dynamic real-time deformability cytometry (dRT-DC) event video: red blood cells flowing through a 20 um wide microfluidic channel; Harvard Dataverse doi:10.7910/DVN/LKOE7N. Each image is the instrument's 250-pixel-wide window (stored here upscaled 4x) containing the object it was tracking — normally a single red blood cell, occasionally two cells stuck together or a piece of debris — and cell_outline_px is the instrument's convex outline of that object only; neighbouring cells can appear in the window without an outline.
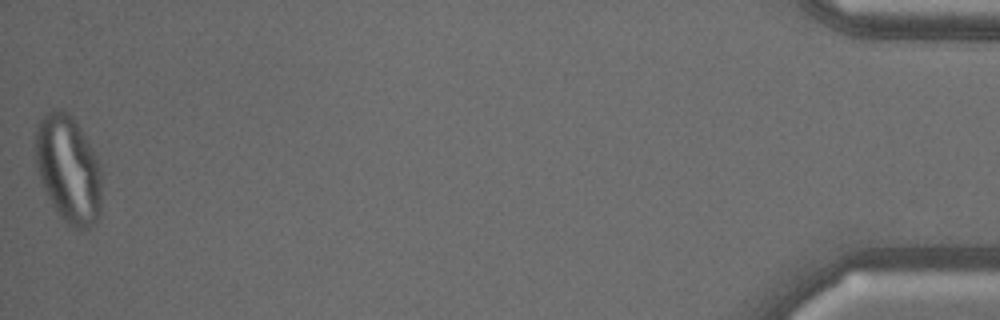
{"species": "common noctule bat (a hibernating species)", "species_latin": "Nyctalus noctula", "temperature_condition": "warm", "stored_images_in_passage": 54, "camera_frame_rate_fps": 3000, "um_per_image_px": 0.085, "animal": {"sex": "male", "body_mass_g": 18.8}, "frame": {"image": 1, "passage_image": 54, "time_ms": 17.667, "image_size_px": [1000, 320], "cell_outline_px": [[100, 212], [96, 220], [88, 228], [80, 232], [72, 228], [60, 216], [52, 204], [40, 184], [36, 164], [36, 128], [40, 120], [52, 108], [60, 108], [68, 112], [72, 116], [80, 128], [92, 148], [96, 156], [100, 168]], "centroid_in_image_um": [5.79, 14.39], "position_along_channel_um": 429.4, "area_um2": 41.56}}